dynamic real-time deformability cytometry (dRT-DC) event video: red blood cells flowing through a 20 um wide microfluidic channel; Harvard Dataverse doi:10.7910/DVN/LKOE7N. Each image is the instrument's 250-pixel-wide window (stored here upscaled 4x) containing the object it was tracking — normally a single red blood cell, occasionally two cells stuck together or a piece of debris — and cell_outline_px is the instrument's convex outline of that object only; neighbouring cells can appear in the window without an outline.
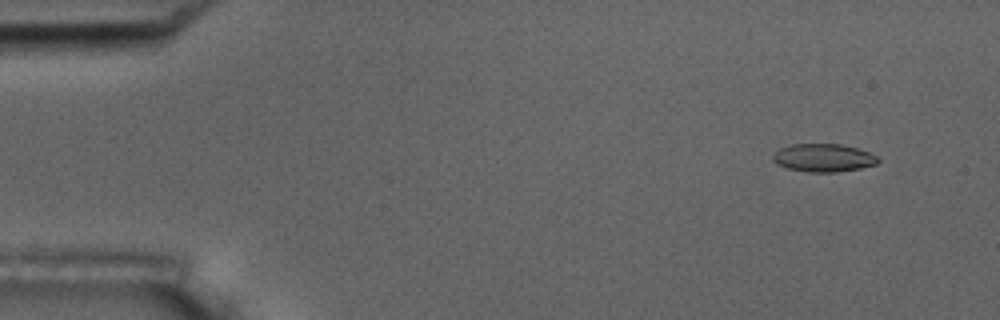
{"species": "common noctule bat (a hibernating species)", "species_latin": "Nyctalus noctula", "temperature_condition": "room temperature", "stored_images_in_passage": 6, "camera_frame_rate_fps": 3000, "um_per_image_px": 0.085, "animal": {"sex": "male", "body_mass_g": 17.5, "forearm_length_mm": 52.3}, "frame": {"image": 1, "passage_image": 2, "time_ms": 1.333, "image_size_px": [1000, 320], "cell_outline_px": [[880, 160], [876, 164], [860, 168], [836, 172], [804, 172], [788, 168], [776, 164], [772, 160], [772, 156], [780, 148], [792, 144], [840, 144], [856, 148], [868, 152], [876, 156]], "centroid_in_image_um": [69.96, 13.42], "position_along_channel_um": 15.0, "area_um2": 17.11}}
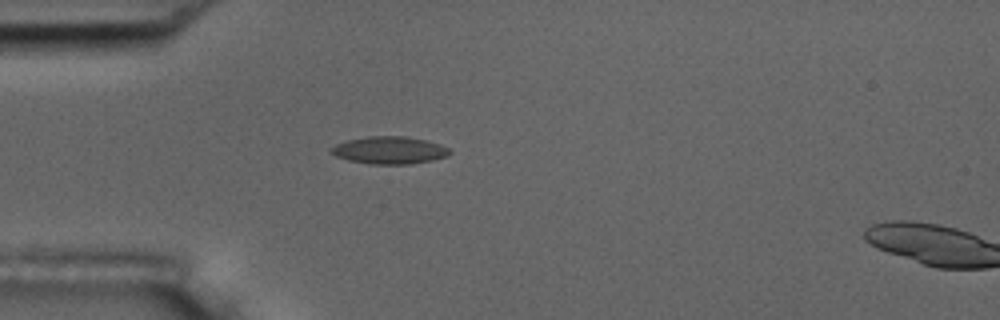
{"frame": {"image": 2, "passage_image": 5, "time_ms": 5.0, "image_size_px": [1000, 320], "cell_outline_px": [[452, 152], [448, 156], [432, 160], [408, 164], [368, 164], [348, 160], [336, 156], [328, 148], [336, 144], [348, 140], [368, 136], [404, 136], [424, 140], [440, 144], [448, 148]], "centroid_in_image_um": [33.09, 12.77], "position_along_channel_um": 51.9, "area_um2": 18.9}}